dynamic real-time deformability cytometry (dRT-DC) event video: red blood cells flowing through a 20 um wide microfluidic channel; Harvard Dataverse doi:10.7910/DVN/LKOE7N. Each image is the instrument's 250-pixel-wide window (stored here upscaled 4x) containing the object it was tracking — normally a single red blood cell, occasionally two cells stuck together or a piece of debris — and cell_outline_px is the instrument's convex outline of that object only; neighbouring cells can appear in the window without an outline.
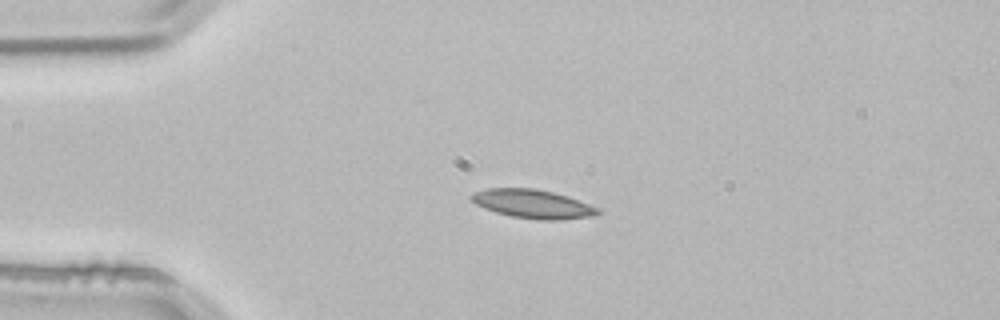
{"species": "common noctule bat (a hibernating species)", "species_latin": "Nyctalus noctula", "temperature_condition": "room temperature", "stored_images_in_passage": 3, "camera_frame_rate_fps": 3000, "um_per_image_px": 0.085, "animal": {"sex": "male", "body_mass_g": 21.5, "forearm_length_mm": 52.0}, "frame": {"image": 1, "passage_image": 2, "time_ms": 0.333, "image_size_px": [1000, 320], "cell_outline_px": [[604, 212], [592, 216], [560, 220], [536, 220], [512, 216], [496, 212], [484, 208], [476, 204], [468, 196], [472, 192], [488, 188], [536, 188], [568, 196], [600, 208]], "centroid_in_image_um": [45.3, 17.33], "position_along_channel_um": 39.7, "area_um2": 21.39}}